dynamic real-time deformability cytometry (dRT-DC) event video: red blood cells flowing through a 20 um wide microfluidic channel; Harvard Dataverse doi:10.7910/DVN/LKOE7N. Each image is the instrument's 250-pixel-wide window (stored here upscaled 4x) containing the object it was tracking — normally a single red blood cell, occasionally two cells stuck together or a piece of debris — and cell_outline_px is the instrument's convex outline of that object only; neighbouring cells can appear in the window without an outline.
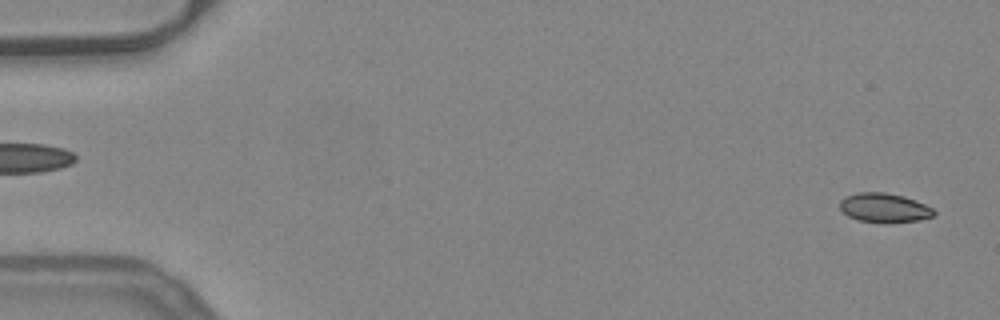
{"species": "common noctule bat (a hibernating species)", "species_latin": "Nyctalus noctula", "temperature_condition": "warm", "stored_images_in_passage": 52, "camera_frame_rate_fps": 3000, "um_per_image_px": 0.085, "animal": {"sex": "female", "body_mass_g": 24.6, "forearm_length_mm": 56.2}, "frame": {"image": 1, "passage_image": 2, "time_ms": 0.333, "image_size_px": [1000, 320], "cell_outline_px": [[936, 212], [932, 216], [920, 220], [884, 224], [860, 220], [848, 216], [840, 208], [840, 200], [844, 196], [860, 192], [884, 192], [904, 196], [924, 204], [932, 208]], "centroid_in_image_um": [75.15, 17.67], "position_along_channel_um": 9.8, "area_um2": 16.13}}
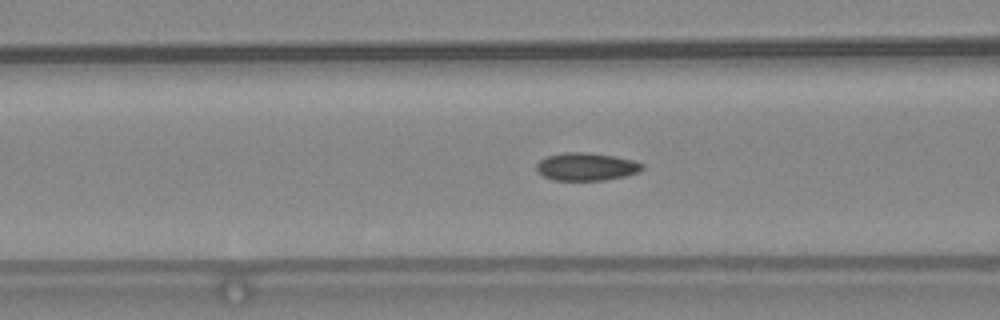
{"frame": {"image": 2, "passage_image": 21, "time_ms": 6.667, "image_size_px": [1000, 320], "cell_outline_px": [[644, 168], [640, 172], [624, 176], [604, 180], [552, 180], [536, 172], [536, 164], [540, 160], [548, 156], [564, 152], [584, 152], [612, 156], [632, 160], [644, 164]], "centroid_in_image_um": [49.82, 14.17], "position_along_channel_um": 116.8, "area_um2": 17.11}}
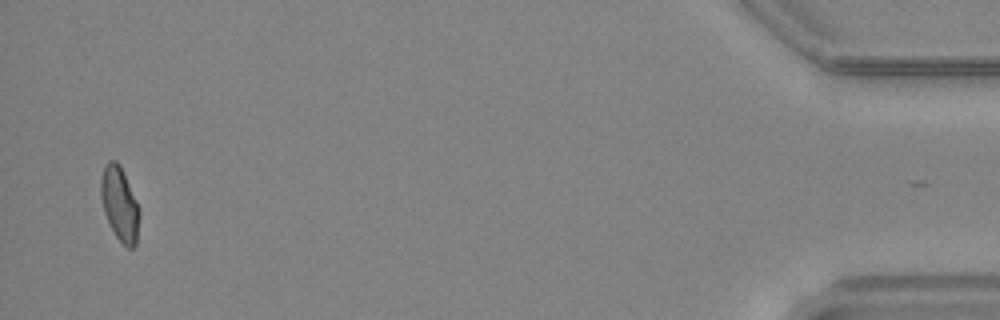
{"frame": {"image": 3, "passage_image": 51, "time_ms": 16.667, "image_size_px": [1000, 320], "cell_outline_px": [[140, 212], [136, 244], [132, 248], [128, 248], [116, 236], [104, 212], [100, 196], [100, 180], [104, 164], [108, 160], [116, 160], [120, 164], [140, 208]], "centroid_in_image_um": [10.17, 17.28], "position_along_channel_um": 425.0, "area_um2": 16.7}, "authors_computed_cell_mechanics": {"area_um2": 16.7042, "velocity_mm_per_s": 3.9545, "shape_relaxation_time_tau1_ms": 9.7283, "shape_relaxation_time_tau2_ms": 1.2936, "deformation_change_tau1": 0.2145, "deformation_change_tau2": 0.0679}}